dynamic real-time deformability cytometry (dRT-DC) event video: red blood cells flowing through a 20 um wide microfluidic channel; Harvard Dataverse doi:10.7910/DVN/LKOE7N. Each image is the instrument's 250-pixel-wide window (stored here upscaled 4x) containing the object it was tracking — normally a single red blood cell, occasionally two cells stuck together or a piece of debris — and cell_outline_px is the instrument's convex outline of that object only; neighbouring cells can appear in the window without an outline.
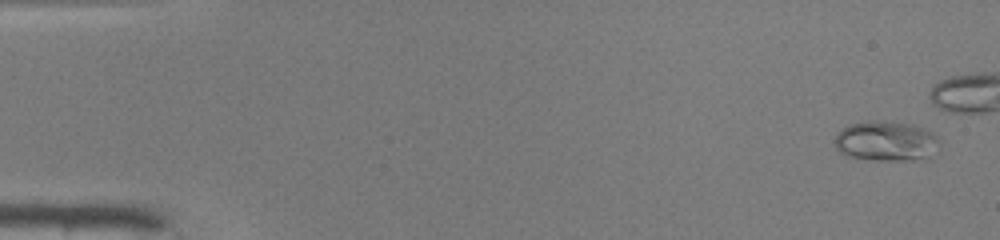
{"species": "common noctule bat (a hibernating species)", "species_latin": "Nyctalus noctula", "temperature_condition": "warm", "stored_images_in_passage": 40, "camera_frame_rate_fps": 3000, "um_per_image_px": 0.085, "animal": {"sex": "male", "body_mass_g": 19.0, "forearm_length_mm": 50.8}, "frame": {"image": 1, "passage_image": 2, "time_ms": 0.333, "image_size_px": [1000, 240], "cell_outline_px": [[940, 140], [924, 156], [904, 160], [872, 160], [852, 156], [840, 152], [836, 148], [836, 136], [848, 124], [868, 120], [892, 120], [912, 124], [924, 128], [932, 132]], "centroid_in_image_um": [75.25, 11.93], "position_along_channel_um": 9.8, "area_um2": 23.81}}
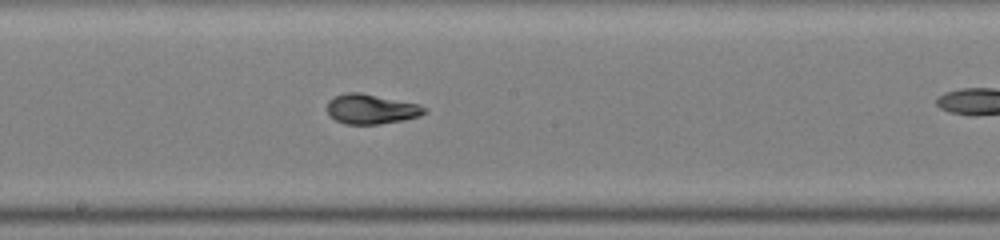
{"frame": {"image": 2, "passage_image": 27, "time_ms": 8.667, "image_size_px": [1000, 240], "cell_outline_px": [[428, 112], [420, 116], [404, 120], [380, 124], [344, 124], [336, 120], [328, 112], [328, 100], [336, 96], [348, 92], [360, 92], [420, 104], [428, 108]], "centroid_in_image_um": [31.61, 9.27], "position_along_channel_um": 216.6, "area_um2": 16.99}}
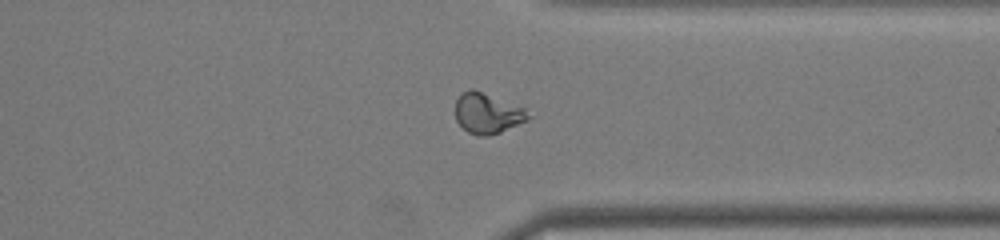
{"frame": {"image": 3, "passage_image": 38, "time_ms": 12.333, "image_size_px": [1000, 240], "cell_outline_px": [[532, 116], [528, 120], [500, 132], [488, 136], [476, 136], [468, 132], [456, 120], [456, 100], [464, 92], [472, 88], [524, 108]], "centroid_in_image_um": [41.44, 9.65], "position_along_channel_um": 370.0, "area_um2": 16.94}}